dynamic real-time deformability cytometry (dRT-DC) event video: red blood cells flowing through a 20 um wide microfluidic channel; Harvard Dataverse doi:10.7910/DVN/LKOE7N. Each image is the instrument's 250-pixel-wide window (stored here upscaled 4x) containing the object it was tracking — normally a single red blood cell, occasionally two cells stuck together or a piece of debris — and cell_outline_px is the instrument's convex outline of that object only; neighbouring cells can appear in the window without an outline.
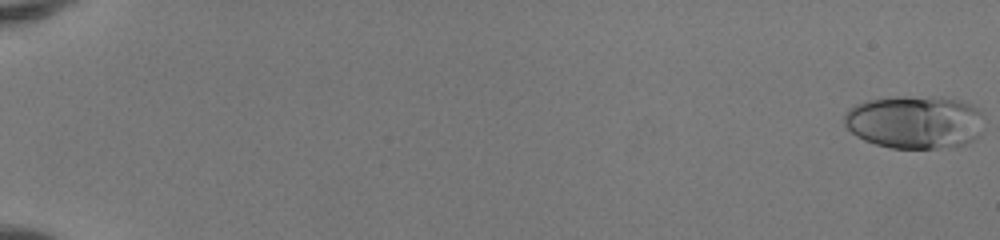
{"species": "human", "species_latin": "Homo sapiens", "temperature_condition": "room temperature", "stored_images_in_passage": 52, "camera_frame_rate_fps": 3000, "um_per_image_px": 0.085, "donor": {"sex": "female"}, "frame": {"image": 1, "passage_image": 1, "time_ms": 0.0, "image_size_px": [1000, 240], "cell_outline_px": [[984, 132], [980, 136], [956, 148], [892, 148], [876, 144], [864, 140], [856, 136], [844, 124], [844, 116], [848, 108], [856, 104], [868, 100], [896, 96], [940, 96], [960, 100], [972, 104], [980, 108], [984, 116]], "centroid_in_image_um": [77.84, 10.36], "position_along_channel_um": 7.2, "area_um2": 44.45}}
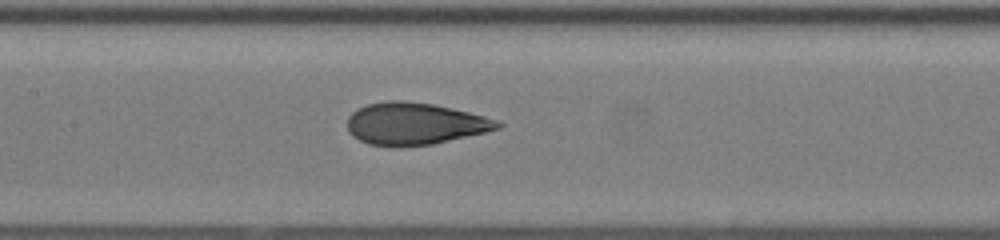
{"frame": {"image": 2, "passage_image": 28, "time_ms": 9.0, "image_size_px": [1000, 240], "cell_outline_px": [[504, 124], [500, 128], [484, 132], [432, 144], [400, 148], [392, 148], [368, 144], [352, 136], [348, 132], [348, 116], [352, 112], [368, 104], [388, 100], [404, 100], [432, 104], [468, 112], [500, 120]], "centroid_in_image_um": [35.23, 10.53], "position_along_channel_um": 172.2, "area_um2": 37.05}}
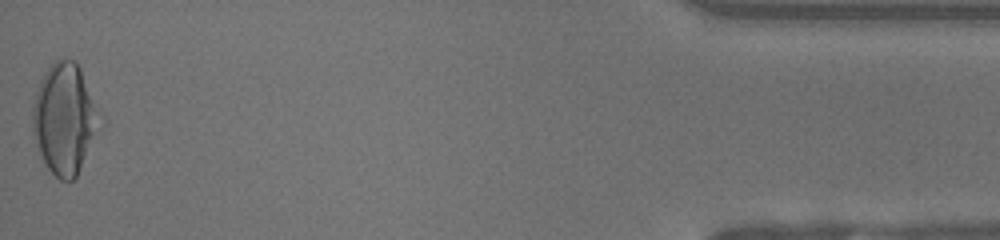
{"frame": {"image": 3, "passage_image": 52, "time_ms": 17.0, "image_size_px": [1000, 240], "cell_outline_px": [[104, 124], [76, 176], [72, 180], [60, 180], [48, 168], [36, 144], [32, 132], [32, 108], [36, 92], [40, 80], [44, 72], [60, 56], [72, 60], [80, 68], [104, 116]], "centroid_in_image_um": [5.55, 10.07], "position_along_channel_um": 429.7, "area_um2": 44.04}, "authors_computed_cell_mechanics": {"area_um2": 37.3099, "velocity_mm_per_s": 4.1585, "shape_relaxation_time_tau1_ms": 6.8779, "shape_relaxation_time_tau2_ms": null, "deformation_change_tau1": 0.2497, "deformation_change_tau2": null}}